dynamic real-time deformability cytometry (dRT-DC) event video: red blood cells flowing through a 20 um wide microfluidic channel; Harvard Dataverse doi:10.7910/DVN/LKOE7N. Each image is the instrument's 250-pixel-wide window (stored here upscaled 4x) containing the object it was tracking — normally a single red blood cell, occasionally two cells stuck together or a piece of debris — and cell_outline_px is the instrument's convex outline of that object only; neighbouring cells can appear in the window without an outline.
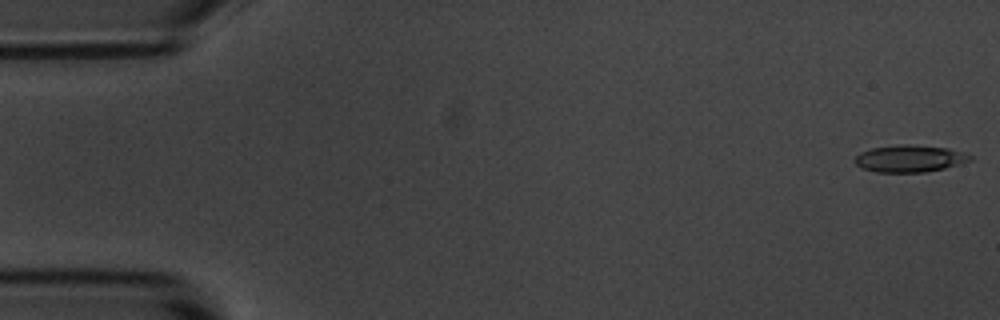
{"species": "common noctule bat (a hibernating species)", "species_latin": "Nyctalus noctula", "temperature_condition": "room temperature", "stored_images_in_passage": 48, "camera_frame_rate_fps": 3000, "um_per_image_px": 0.085, "animal": {"sex": "male", "body_mass_g": 20.1, "forearm_length_mm": 53.5}, "frame": {"image": 1, "passage_image": 1, "time_ms": 0.0, "image_size_px": [1000, 320], "cell_outline_px": [[972, 160], [944, 168], [924, 172], [876, 172], [860, 168], [852, 160], [860, 152], [872, 148], [900, 144], [904, 144], [948, 148], [972, 156]], "centroid_in_image_um": [77.26, 13.48], "position_along_channel_um": 7.7, "area_um2": 18.03}}
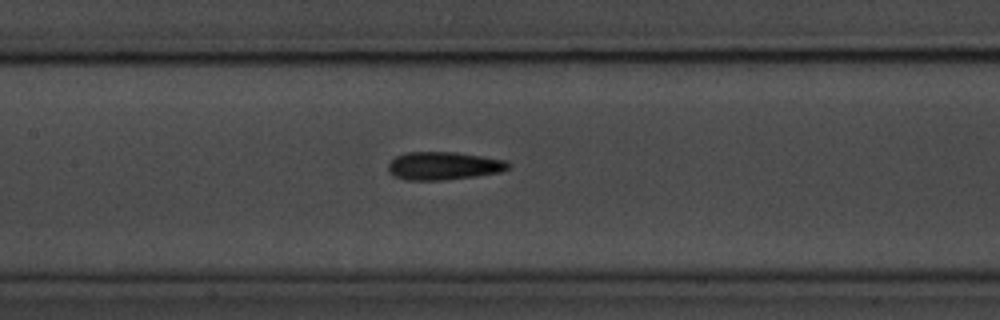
{"frame": {"image": 2, "passage_image": 25, "time_ms": 8.0, "image_size_px": [1000, 320], "cell_outline_px": [[512, 164], [508, 168], [500, 172], [476, 176], [444, 180], [404, 180], [388, 172], [388, 164], [396, 156], [408, 152], [456, 152], [504, 160]], "centroid_in_image_um": [37.69, 14.1], "position_along_channel_um": 169.7, "area_um2": 19.54}}
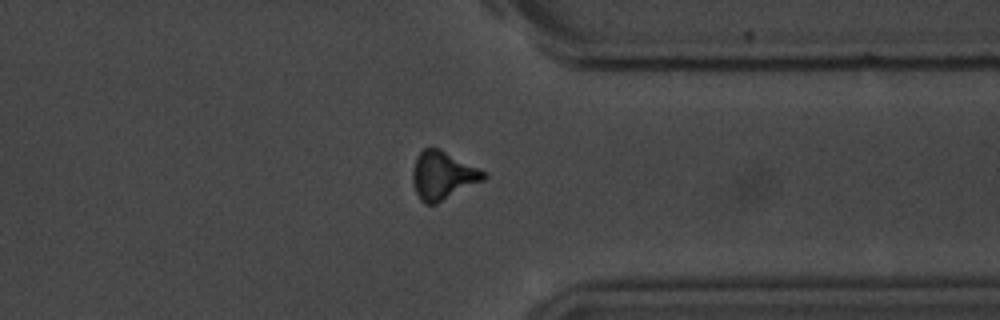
{"frame": {"image": 3, "passage_image": 42, "time_ms": 13.667, "image_size_px": [1000, 320], "cell_outline_px": [[488, 176], [484, 180], [436, 204], [424, 204], [420, 200], [412, 184], [412, 168], [416, 156], [424, 148], [440, 148], [488, 172]], "centroid_in_image_um": [37.64, 14.9], "position_along_channel_um": 373.8, "area_um2": 20.29}}